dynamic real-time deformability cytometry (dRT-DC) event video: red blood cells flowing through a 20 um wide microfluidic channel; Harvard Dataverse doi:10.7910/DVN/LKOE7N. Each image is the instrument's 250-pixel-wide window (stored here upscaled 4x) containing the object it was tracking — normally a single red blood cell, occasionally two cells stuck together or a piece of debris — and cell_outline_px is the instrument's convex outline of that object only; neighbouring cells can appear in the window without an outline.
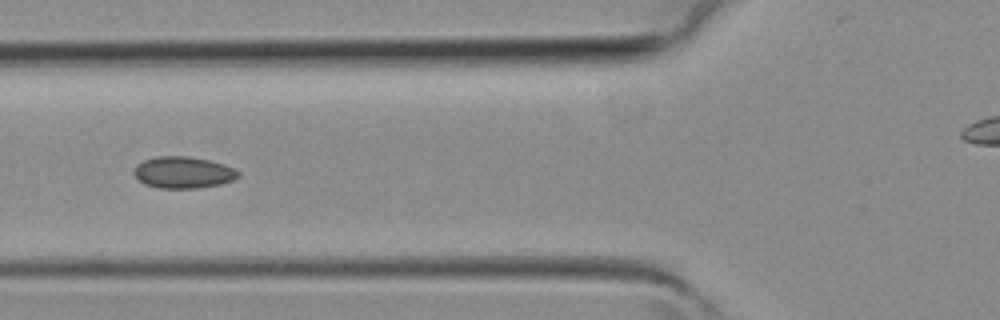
{"species": "common noctule bat (a hibernating species)", "species_latin": "Nyctalus noctula", "temperature_condition": "room temperature", "stored_images_in_passage": 7, "camera_frame_rate_fps": 3000, "um_per_image_px": 0.085, "animal": {"sex": "female", "body_mass_g": 19.3, "forearm_length_mm": 54.1}, "frame": {"image": 1, "passage_image": 4, "time_ms": 1.0, "image_size_px": [1000, 320], "cell_outline_px": [[240, 176], [232, 180], [220, 184], [200, 188], [156, 188], [144, 184], [132, 172], [136, 164], [144, 160], [156, 156], [188, 156], [208, 160], [224, 164], [240, 172]], "centroid_in_image_um": [15.55, 14.66], "position_along_channel_um": 110.2, "area_um2": 19.31}}